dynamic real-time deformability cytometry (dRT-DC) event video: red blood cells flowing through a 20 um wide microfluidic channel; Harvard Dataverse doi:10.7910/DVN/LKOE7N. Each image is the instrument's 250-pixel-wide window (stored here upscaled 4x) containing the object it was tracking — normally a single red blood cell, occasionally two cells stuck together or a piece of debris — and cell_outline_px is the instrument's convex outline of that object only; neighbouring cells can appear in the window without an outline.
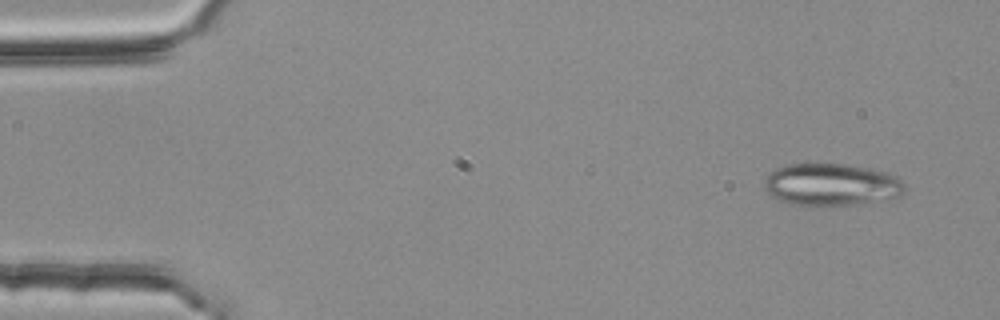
{"species": "common noctule bat (a hibernating species)", "species_latin": "Nyctalus noctula", "temperature_condition": "room temperature", "stored_images_in_passage": 51, "camera_frame_rate_fps": 3000, "um_per_image_px": 0.085, "animal": {"sex": "female", "body_mass_g": 25.1}, "frame": {"image": 1, "passage_image": 1, "time_ms": 0.0, "image_size_px": [1000, 320], "cell_outline_px": [[904, 192], [900, 196], [852, 204], [788, 204], [772, 196], [764, 188], [764, 180], [776, 168], [788, 164], [848, 164], [884, 172], [896, 176], [904, 184]], "centroid_in_image_um": [70.64, 15.67], "position_along_channel_um": 14.4, "area_um2": 33.76}}
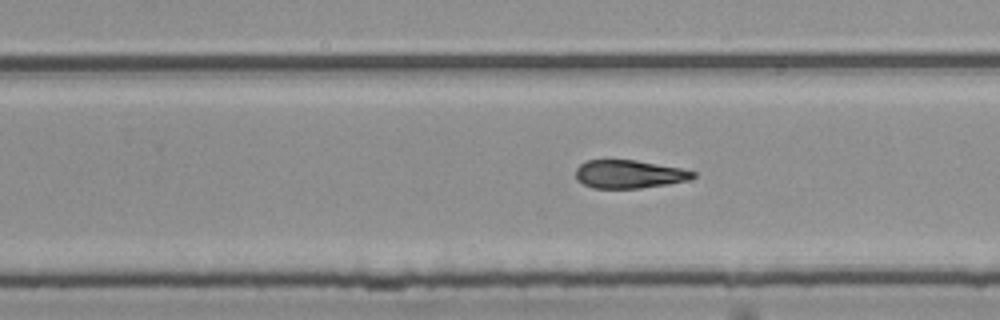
{"frame": {"image": 2, "passage_image": 31, "time_ms": 10.0, "image_size_px": [1000, 320], "cell_outline_px": [[696, 176], [688, 180], [668, 184], [640, 188], [592, 188], [576, 180], [576, 168], [580, 164], [588, 160], [636, 160], [680, 168], [696, 172]], "centroid_in_image_um": [53.46, 14.8], "position_along_channel_um": 276.3, "area_um2": 19.25}}
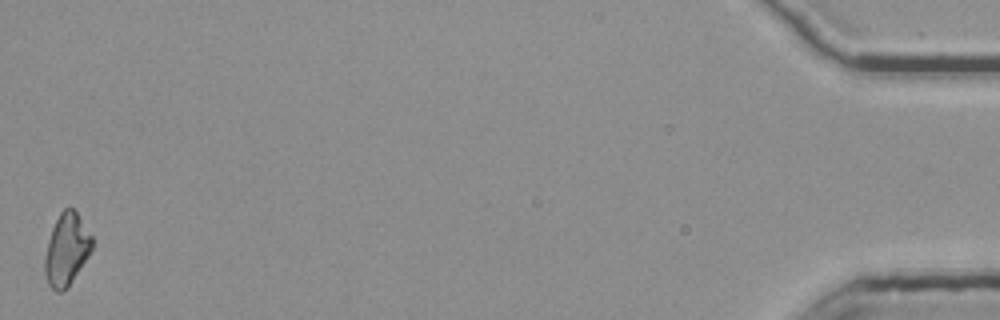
{"frame": {"image": 3, "passage_image": 51, "time_ms": 16.667, "image_size_px": [1000, 320], "cell_outline_px": [[92, 248], [88, 256], [68, 288], [60, 292], [56, 292], [48, 284], [44, 272], [44, 256], [48, 240], [52, 228], [60, 212], [64, 208], [72, 208], [76, 212], [92, 236]], "centroid_in_image_um": [5.63, 21.23], "position_along_channel_um": 429.6, "area_um2": 19.77}, "authors_computed_cell_mechanics": {"area_um2": 20.4034, "velocity_mm_per_s": 3.7826, "shape_relaxation_time_tau1_ms": 8.212, "shape_relaxation_time_tau2_ms": null, "deformation_change_tau1": 0.1916, "deformation_change_tau2": null}}